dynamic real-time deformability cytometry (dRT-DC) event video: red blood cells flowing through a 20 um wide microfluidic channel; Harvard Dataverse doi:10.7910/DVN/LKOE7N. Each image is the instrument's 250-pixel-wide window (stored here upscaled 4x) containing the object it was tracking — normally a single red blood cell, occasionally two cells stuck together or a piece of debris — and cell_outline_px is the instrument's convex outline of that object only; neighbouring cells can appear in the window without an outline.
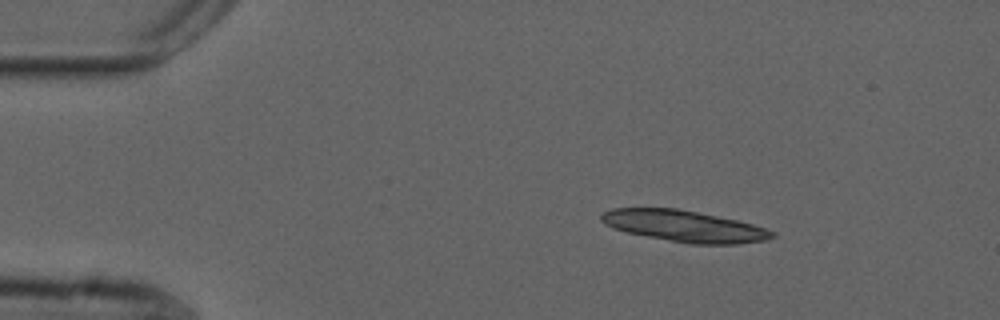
{"species": "common noctule bat (a hibernating species)", "species_latin": "Nyctalus noctula", "temperature_condition": "cold", "stored_images_in_passage": 46, "segment_of_instrument_passage": [1, 2], "camera_frame_rate_fps": 3000, "um_per_image_px": 0.085, "animal": {"sex": "male", "forearm_length_mm": 52.5}, "frame": {"image": 1, "passage_image": 1, "time_ms": 0.0, "image_size_px": [1000, 320], "cell_outline_px": [[776, 236], [764, 240], [736, 244], [688, 244], [628, 232], [612, 228], [604, 224], [600, 220], [600, 216], [604, 212], [612, 208], [676, 208], [736, 220], [752, 224], [776, 232]], "centroid_in_image_um": [58.14, 19.22], "position_along_channel_um": 26.9, "area_um2": 30.98}}